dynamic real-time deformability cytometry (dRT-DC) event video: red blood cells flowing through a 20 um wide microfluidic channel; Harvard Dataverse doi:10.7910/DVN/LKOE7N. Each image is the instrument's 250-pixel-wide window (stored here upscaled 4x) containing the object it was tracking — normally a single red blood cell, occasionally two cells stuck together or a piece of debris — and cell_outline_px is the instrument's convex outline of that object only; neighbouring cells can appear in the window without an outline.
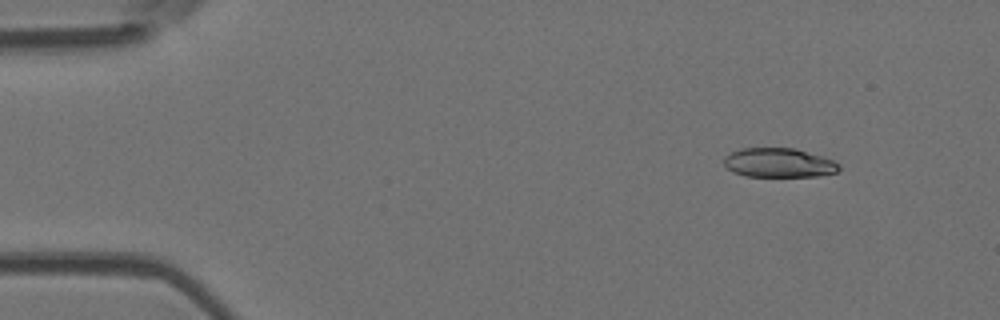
{"species": "Egyptian fruit bat (a non-hibernating species)", "species_latin": "Rousettus aegyptiacus", "temperature_condition": "room temperature", "stored_images_in_passage": 10, "camera_frame_rate_fps": 3000, "um_per_image_px": 0.085, "animal": {"sex": "female"}, "frame": {"image": 1, "passage_image": 1, "time_ms": 0.0, "image_size_px": [1000, 320], "cell_outline_px": [[840, 168], [836, 172], [820, 176], [744, 176], [732, 172], [724, 164], [724, 156], [740, 148], [796, 148], [832, 160], [840, 164]], "centroid_in_image_um": [66.18, 13.84], "position_along_channel_um": 18.8, "area_um2": 19.59}}
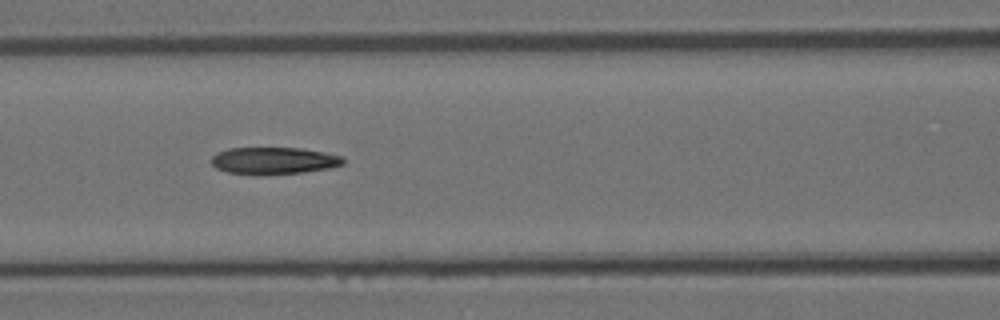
{"frame": {"image": 2, "passage_image": 6, "time_ms": 5.667, "image_size_px": [1000, 320], "cell_outline_px": [[344, 164], [328, 168], [304, 172], [260, 176], [256, 176], [228, 172], [216, 168], [212, 164], [212, 156], [216, 152], [228, 148], [300, 148], [324, 152], [344, 156]], "centroid_in_image_um": [23.26, 13.67], "position_along_channel_um": 143.3, "area_um2": 21.1}}
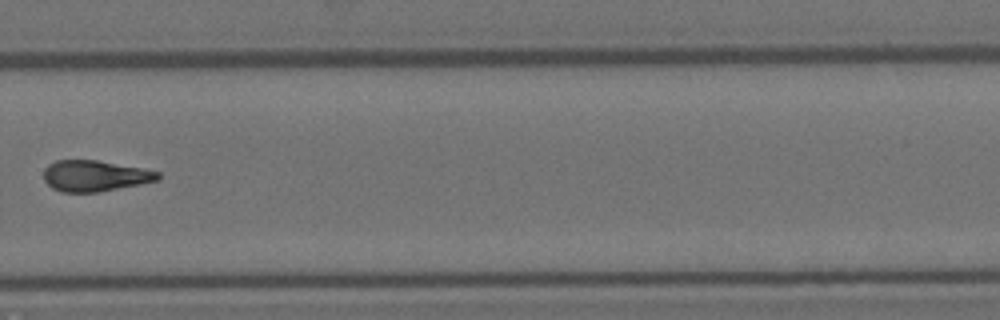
{"frame": {"image": 3, "passage_image": 10, "time_ms": 10.333, "image_size_px": [1000, 320], "cell_outline_px": [[160, 176], [156, 180], [140, 184], [100, 192], [60, 192], [52, 188], [44, 180], [44, 168], [48, 164], [56, 160], [96, 160], [140, 168], [160, 172]], "centroid_in_image_um": [8.01, 14.95], "position_along_channel_um": 321.8, "area_um2": 20.52}}